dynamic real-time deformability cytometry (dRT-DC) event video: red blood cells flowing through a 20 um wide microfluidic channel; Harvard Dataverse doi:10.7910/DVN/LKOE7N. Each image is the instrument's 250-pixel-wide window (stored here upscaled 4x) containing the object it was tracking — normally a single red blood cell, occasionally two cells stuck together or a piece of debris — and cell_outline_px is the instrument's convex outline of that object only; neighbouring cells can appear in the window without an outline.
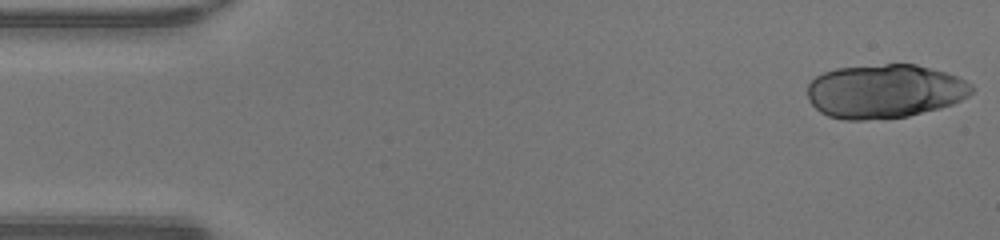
{"species": "human", "species_latin": "Homo sapiens", "temperature_condition": "warm", "stored_images_in_passage": 46, "camera_frame_rate_fps": 3000, "um_per_image_px": 0.085, "donor": {"sex": "male"}, "frame": {"image": 1, "passage_image": 1, "time_ms": 0.0, "image_size_px": [1000, 240], "cell_outline_px": [[976, 88], [968, 96], [952, 104], [940, 108], [908, 116], [864, 120], [844, 120], [828, 116], [820, 112], [808, 100], [808, 84], [816, 76], [824, 72], [836, 68], [884, 64], [916, 64], [944, 72], [956, 76], [972, 84]], "centroid_in_image_um": [75.19, 7.76], "position_along_channel_um": 9.8, "area_um2": 51.67}}
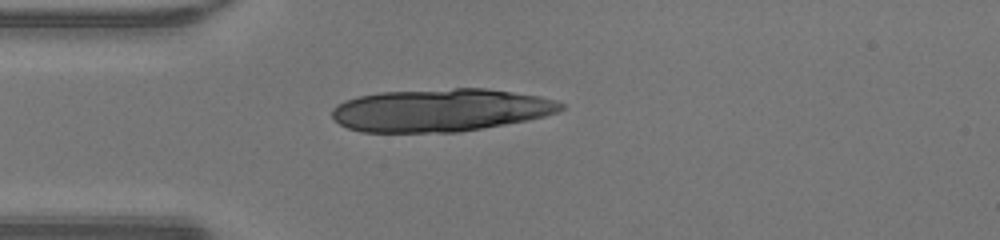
{"frame": {"image": 2, "passage_image": 12, "time_ms": 3.667, "image_size_px": [1000, 240], "cell_outline_px": [[564, 108], [560, 112], [528, 120], [460, 132], [360, 132], [348, 128], [340, 124], [332, 116], [332, 108], [336, 104], [344, 100], [360, 96], [380, 92], [456, 88], [488, 88], [540, 96], [560, 100], [564, 104]], "centroid_in_image_um": [37.48, 9.36], "position_along_channel_um": 47.5, "area_um2": 57.45}}